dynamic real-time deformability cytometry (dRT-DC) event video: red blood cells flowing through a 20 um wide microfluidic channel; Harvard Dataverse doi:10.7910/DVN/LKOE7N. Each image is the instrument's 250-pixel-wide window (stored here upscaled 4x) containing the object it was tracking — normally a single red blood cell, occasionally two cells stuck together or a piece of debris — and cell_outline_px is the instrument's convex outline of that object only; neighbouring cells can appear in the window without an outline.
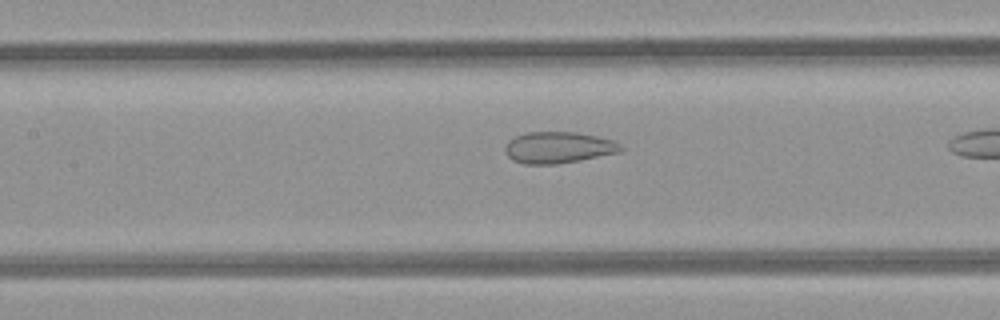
{"species": "common noctule bat (a hibernating species)", "species_latin": "Nyctalus noctula", "temperature_condition": "room temperature", "stored_images_in_passage": 14, "camera_frame_rate_fps": 3000, "um_per_image_px": 0.085, "animal": {"sex": "female", "body_mass_g": 21.9}, "frame": {"image": 1, "passage_image": 12, "time_ms": 3.667, "image_size_px": [1000, 320], "cell_outline_px": [[624, 148], [620, 152], [580, 160], [556, 164], [524, 164], [512, 160], [504, 152], [504, 144], [508, 140], [524, 132], [576, 132], [596, 136], [612, 140], [620, 144]], "centroid_in_image_um": [47.41, 12.54], "position_along_channel_um": 160.0, "area_um2": 21.33}}